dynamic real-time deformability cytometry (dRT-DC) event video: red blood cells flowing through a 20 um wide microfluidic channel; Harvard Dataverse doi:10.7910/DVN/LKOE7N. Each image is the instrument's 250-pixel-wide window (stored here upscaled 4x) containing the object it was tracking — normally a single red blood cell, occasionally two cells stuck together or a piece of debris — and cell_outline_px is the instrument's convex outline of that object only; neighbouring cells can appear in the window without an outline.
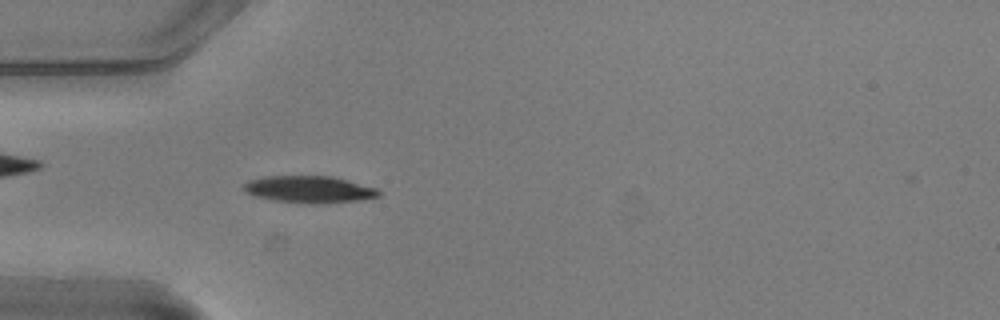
{"species": "common noctule bat (a hibernating species)", "species_latin": "Nyctalus noctula", "temperature_condition": "warm", "stored_images_in_passage": 54, "camera_frame_rate_fps": 3000, "um_per_image_px": 0.085, "animal": {"sex": "male", "body_mass_g": 20.5, "forearm_length_mm": 52.5}, "frame": {"image": 1, "passage_image": 16, "time_ms": 5.0, "image_size_px": [1000, 320], "cell_outline_px": [[380, 196], [360, 200], [316, 204], [276, 200], [252, 196], [244, 192], [244, 184], [248, 180], [264, 176], [332, 176], [348, 180], [376, 188], [380, 192]], "centroid_in_image_um": [26.26, 16.09], "position_along_channel_um": 58.7, "area_um2": 21.15}}
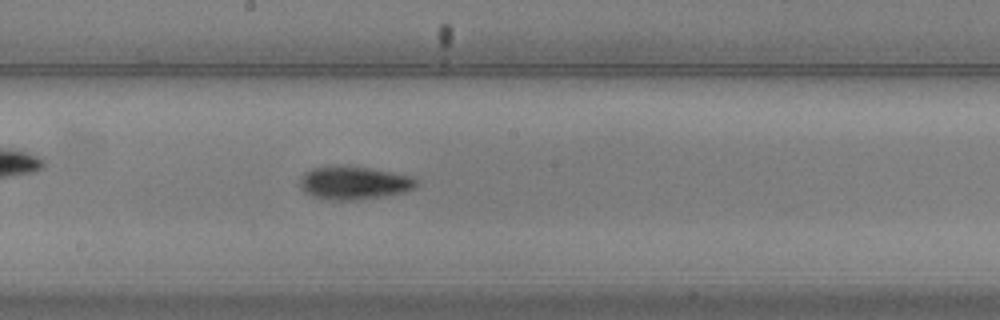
{"frame": {"image": 2, "passage_image": 29, "time_ms": 9.333, "image_size_px": [1000, 320], "cell_outline_px": [[416, 188], [404, 192], [380, 196], [352, 200], [332, 200], [312, 196], [304, 192], [300, 184], [300, 176], [304, 172], [312, 168], [368, 168], [412, 176], [416, 180]], "centroid_in_image_um": [30.08, 15.57], "position_along_channel_um": 218.1, "area_um2": 21.68}}
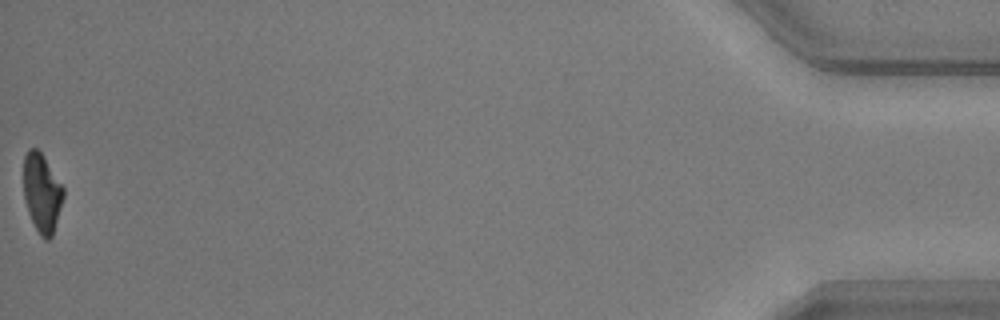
{"frame": {"image": 3, "passage_image": 54, "time_ms": 17.667, "image_size_px": [1000, 320], "cell_outline_px": [[64, 196], [52, 236], [48, 240], [44, 240], [40, 236], [28, 212], [24, 196], [24, 156], [28, 148], [36, 148], [44, 156], [64, 188]], "centroid_in_image_um": [3.56, 16.38], "position_along_channel_um": 431.6, "area_um2": 18.15}, "authors_computed_cell_mechanics": {"area_um2": 20.1722, "velocity_mm_per_s": 3.7343, "shape_relaxation_time_tau1_ms": 3.1862, "shape_relaxation_time_tau2_ms": 4.4481, "deformation_change_tau1": 0.1583, "deformation_change_tau2": 0.0975}}